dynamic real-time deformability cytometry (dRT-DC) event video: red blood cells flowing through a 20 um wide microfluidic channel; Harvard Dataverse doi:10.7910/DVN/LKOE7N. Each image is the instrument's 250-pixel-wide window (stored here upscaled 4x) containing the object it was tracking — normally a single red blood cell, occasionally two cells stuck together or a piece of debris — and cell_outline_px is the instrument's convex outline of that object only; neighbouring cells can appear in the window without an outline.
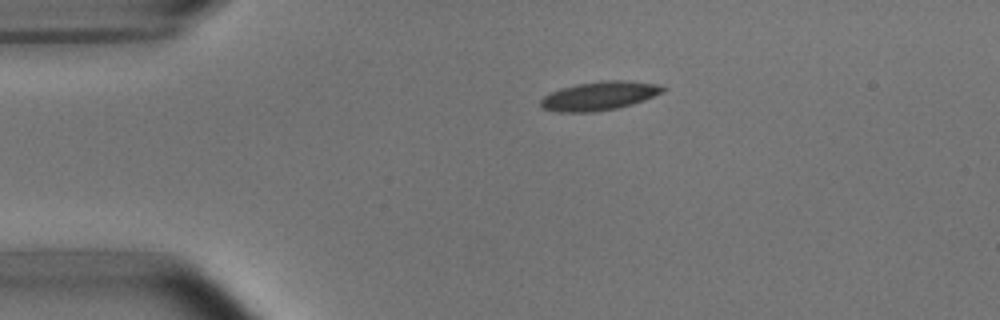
{"species": "common noctule bat (a hibernating species)", "species_latin": "Nyctalus noctula", "temperature_condition": "room temperature", "stored_images_in_passage": 2, "camera_frame_rate_fps": 3000, "um_per_image_px": 0.085, "animal": {"sex": "male", "body_mass_g": 15.6}, "frame": {"image": 1, "passage_image": 1, "time_ms": 0.0, "image_size_px": [1000, 320], "cell_outline_px": [[668, 88], [664, 92], [644, 100], [632, 104], [616, 108], [592, 112], [560, 112], [544, 108], [540, 104], [540, 100], [544, 96], [560, 88], [576, 84], [604, 80], [624, 80], [660, 84]], "centroid_in_image_um": [50.99, 8.13], "position_along_channel_um": 34.0, "area_um2": 20.46}}